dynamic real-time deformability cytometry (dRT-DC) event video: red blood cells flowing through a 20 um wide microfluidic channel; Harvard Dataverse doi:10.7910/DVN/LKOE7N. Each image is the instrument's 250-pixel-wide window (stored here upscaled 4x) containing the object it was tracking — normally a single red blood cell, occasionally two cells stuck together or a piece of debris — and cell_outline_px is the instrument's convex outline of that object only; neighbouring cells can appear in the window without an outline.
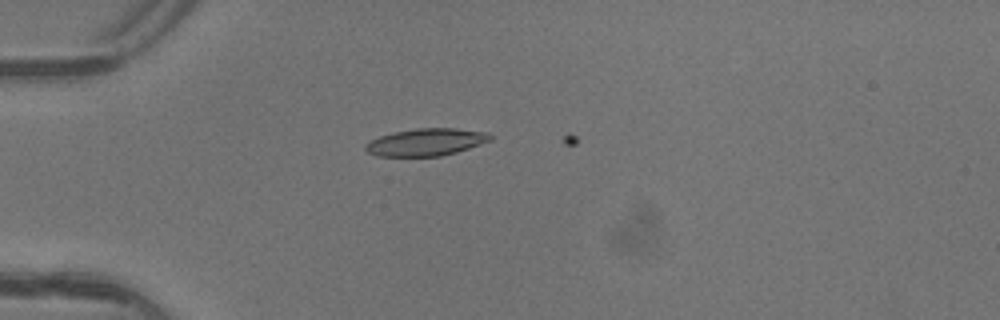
{"species": "common noctule bat (a hibernating species)", "species_latin": "Nyctalus noctula", "temperature_condition": "warm", "stored_images_in_passage": 1, "camera_frame_rate_fps": 3000, "um_per_image_px": 0.085, "animal": {"sex": "female"}, "frame": {"image": 1, "passage_image": 1, "time_ms": 0.0, "image_size_px": [1000, 320], "cell_outline_px": [[492, 140], [456, 152], [440, 156], [376, 156], [368, 152], [364, 148], [364, 144], [380, 136], [392, 132], [416, 128], [456, 128], [488, 132], [492, 136]], "centroid_in_image_um": [36.21, 12.07], "position_along_channel_um": 48.8, "area_um2": 19.88}}